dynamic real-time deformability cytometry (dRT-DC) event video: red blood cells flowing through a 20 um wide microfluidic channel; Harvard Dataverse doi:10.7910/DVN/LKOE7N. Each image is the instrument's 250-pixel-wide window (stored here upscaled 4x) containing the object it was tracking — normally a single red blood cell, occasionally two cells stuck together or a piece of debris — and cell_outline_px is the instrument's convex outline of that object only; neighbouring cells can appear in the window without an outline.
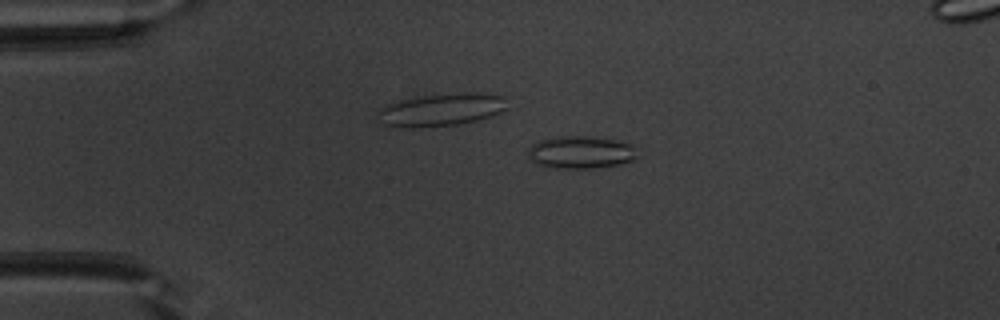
{"species": "common noctule bat (a hibernating species)", "species_latin": "Nyctalus noctula", "temperature_condition": "warm", "stored_images_in_passage": 43, "camera_frame_rate_fps": 3000, "um_per_image_px": 0.085, "animal": {"sex": "male", "body_mass_g": 20.1, "forearm_length_mm": 53.5}, "frame": {"image": 1, "passage_image": 3, "time_ms": 0.667, "image_size_px": [1000, 320], "cell_outline_px": [[636, 156], [632, 160], [620, 164], [592, 168], [548, 168], [536, 164], [528, 156], [528, 148], [532, 144], [540, 140], [556, 136], [588, 136], [616, 140], [632, 144]], "centroid_in_image_um": [49.3, 12.94], "position_along_channel_um": 35.7, "area_um2": 20.75}}
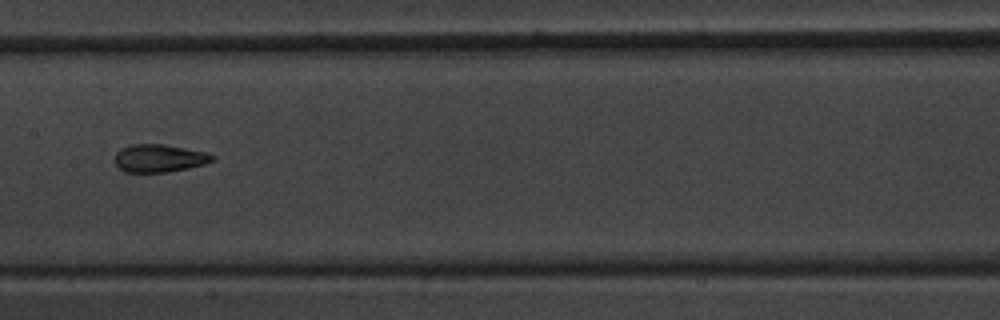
{"frame": {"image": 2, "passage_image": 18, "time_ms": 5.667, "image_size_px": [1000, 320], "cell_outline_px": [[216, 160], [204, 164], [188, 168], [168, 172], [124, 172], [116, 164], [116, 152], [120, 148], [132, 144], [164, 144], [204, 152], [216, 156]], "centroid_in_image_um": [13.55, 13.45], "position_along_channel_um": 193.9, "area_um2": 15.78}}
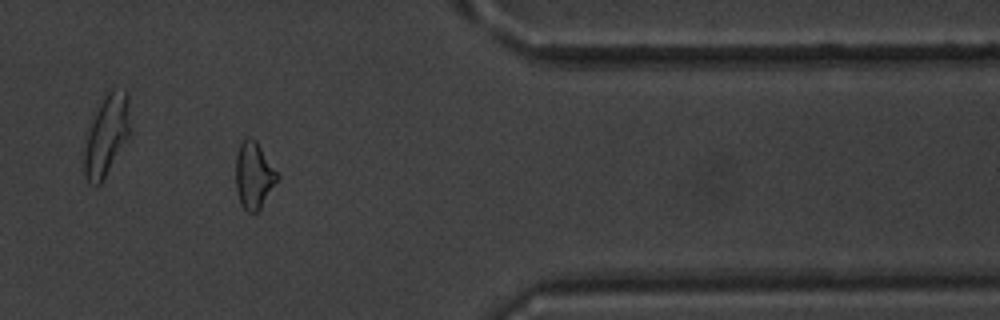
{"frame": {"image": 3, "passage_image": 34, "time_ms": 11.0, "image_size_px": [1000, 320], "cell_outline_px": [[280, 176], [260, 208], [256, 212], [248, 212], [240, 204], [236, 192], [236, 152], [240, 144], [244, 140], [256, 140]], "centroid_in_image_um": [21.56, 14.93], "position_along_channel_um": 389.8, "area_um2": 15.9}, "authors_computed_cell_mechanics": {"area_um2": 16.1262, "velocity_mm_per_s": 4.0012, "shape_relaxation_time_tau1_ms": 4.0833, "shape_relaxation_time_tau2_ms": 1.5443, "deformation_change_tau1": 0.1085, "deformation_change_tau2": 0.0764}}